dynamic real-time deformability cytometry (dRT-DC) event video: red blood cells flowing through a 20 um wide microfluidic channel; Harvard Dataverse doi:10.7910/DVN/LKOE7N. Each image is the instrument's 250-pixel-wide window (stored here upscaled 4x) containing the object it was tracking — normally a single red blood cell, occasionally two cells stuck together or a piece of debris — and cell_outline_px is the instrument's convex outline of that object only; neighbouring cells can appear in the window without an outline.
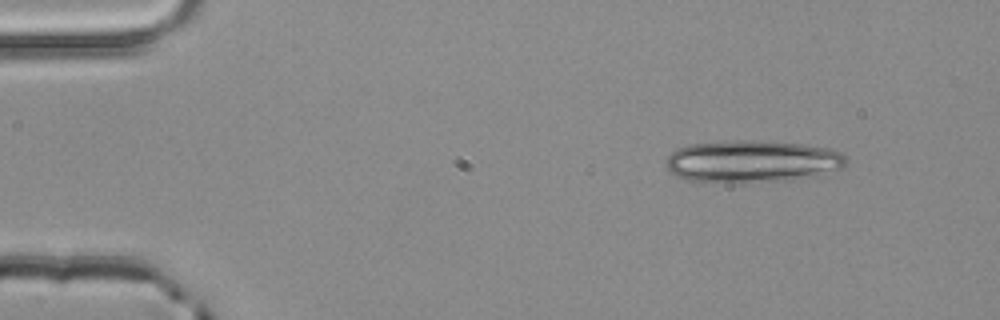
{"species": "common noctule bat (a hibernating species)", "species_latin": "Nyctalus noctula", "temperature_condition": "room temperature", "stored_images_in_passage": 3, "segment_of_instrument_passage": [2, 2], "camera_frame_rate_fps": 3000, "um_per_image_px": 0.085, "animal": {"sex": "male", "body_mass_g": 20.4}, "frame": {"image": 1, "passage_image": 3, "time_ms": 0.667, "image_size_px": [1000, 320], "cell_outline_px": [[848, 164], [840, 168], [784, 180], [748, 184], [684, 180], [668, 172], [664, 164], [668, 156], [676, 148], [688, 144], [724, 140], [760, 140], [804, 144], [828, 148], [840, 152], [848, 160]], "centroid_in_image_um": [63.8, 13.71], "position_along_channel_um": 21.2, "area_um2": 44.8}}